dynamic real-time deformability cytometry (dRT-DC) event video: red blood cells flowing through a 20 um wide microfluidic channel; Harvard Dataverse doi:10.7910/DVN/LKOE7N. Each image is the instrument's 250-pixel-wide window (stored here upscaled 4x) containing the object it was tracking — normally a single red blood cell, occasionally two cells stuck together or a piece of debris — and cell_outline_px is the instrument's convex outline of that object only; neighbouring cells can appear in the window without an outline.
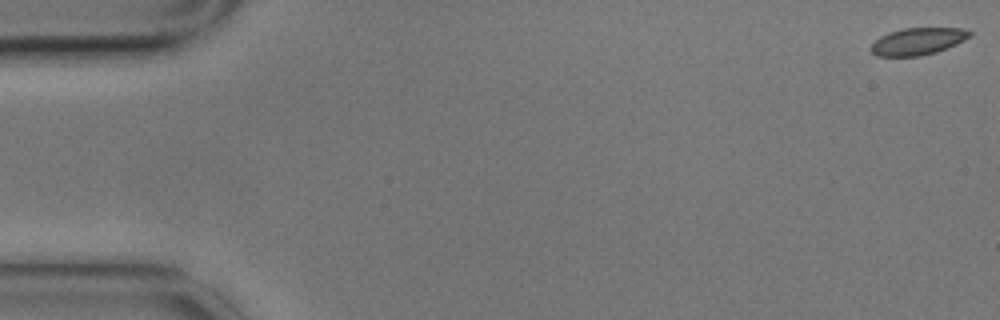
{"species": "common noctule bat (a hibernating species)", "species_latin": "Nyctalus noctula", "temperature_condition": "cold", "stored_images_in_passage": 15, "camera_frame_rate_fps": 3000, "um_per_image_px": 0.085, "animal": {"sex": "male", "body_mass_g": 17.9}, "frame": {"image": 1, "passage_image": 1, "time_ms": 0.0, "image_size_px": [1000, 320], "cell_outline_px": [[972, 36], [956, 44], [936, 52], [920, 56], [876, 56], [868, 48], [880, 36], [888, 32], [904, 28], [964, 28], [972, 32]], "centroid_in_image_um": [78.01, 3.51], "position_along_channel_um": 7.0, "area_um2": 15.66}}
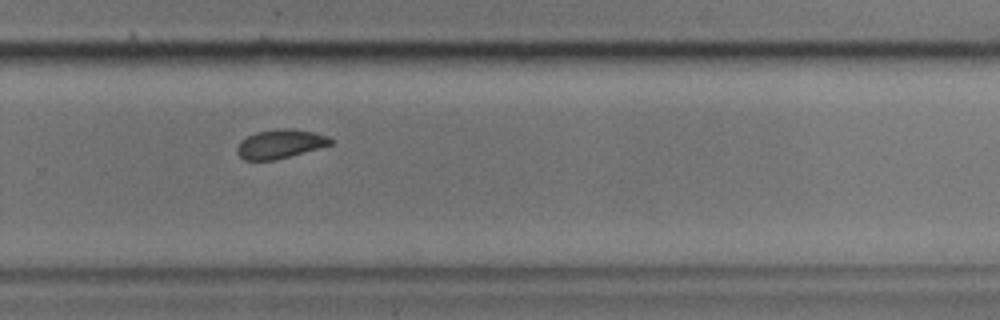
{"frame": {"image": 2, "passage_image": 11, "time_ms": 3.333, "image_size_px": [1000, 320], "cell_outline_px": [[332, 144], [276, 160], [244, 160], [236, 152], [236, 148], [240, 140], [256, 132], [276, 128], [288, 128], [312, 132], [328, 136], [332, 140]], "centroid_in_image_um": [23.77, 12.23], "position_along_channel_um": 306.0, "area_um2": 15.72}}
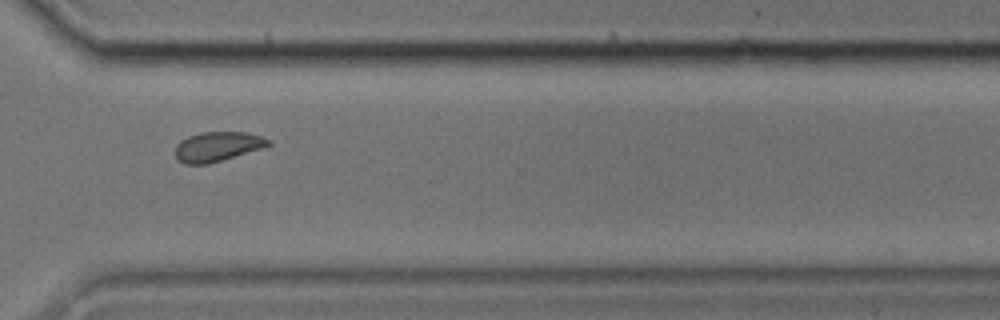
{"frame": {"image": 3, "passage_image": 12, "time_ms": 3.667, "image_size_px": [1000, 320], "cell_outline_px": [[272, 144], [264, 148], [208, 164], [184, 164], [176, 160], [176, 144], [180, 140], [188, 136], [200, 132], [248, 132], [272, 140]], "centroid_in_image_um": [18.49, 12.45], "position_along_channel_um": 352.1, "area_um2": 16.3}}